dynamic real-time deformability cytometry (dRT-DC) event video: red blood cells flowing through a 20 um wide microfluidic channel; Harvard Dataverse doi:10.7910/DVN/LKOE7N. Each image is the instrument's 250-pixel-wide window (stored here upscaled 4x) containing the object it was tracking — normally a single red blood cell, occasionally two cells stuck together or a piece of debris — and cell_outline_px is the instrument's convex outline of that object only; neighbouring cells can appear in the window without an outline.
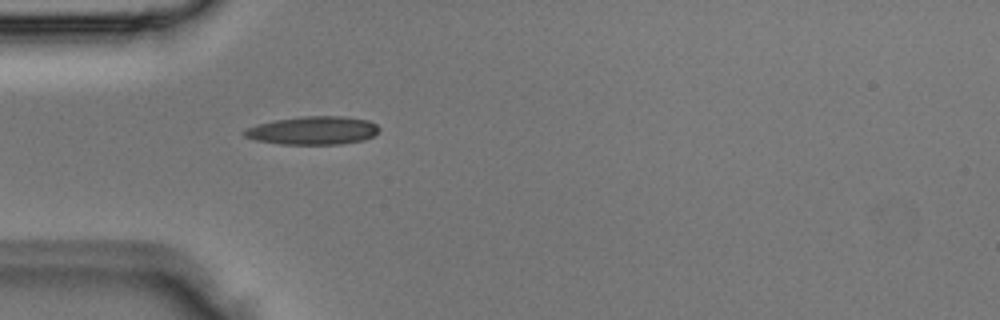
{"species": "Egyptian fruit bat (a non-hibernating species)", "species_latin": "Rousettus aegyptiacus", "temperature_condition": "room temperature", "stored_images_in_passage": 1, "camera_frame_rate_fps": 3000, "um_per_image_px": 0.085, "animal": {"sex": "male"}, "frame": {"image": 1, "passage_image": 1, "time_ms": 0.0, "image_size_px": [1000, 320], "cell_outline_px": [[380, 128], [372, 136], [364, 140], [340, 144], [280, 144], [256, 140], [244, 136], [240, 132], [244, 128], [256, 124], [276, 120], [304, 116], [344, 116], [368, 120], [376, 124]], "centroid_in_image_um": [26.56, 11.09], "position_along_channel_um": 58.4, "area_um2": 22.25}}